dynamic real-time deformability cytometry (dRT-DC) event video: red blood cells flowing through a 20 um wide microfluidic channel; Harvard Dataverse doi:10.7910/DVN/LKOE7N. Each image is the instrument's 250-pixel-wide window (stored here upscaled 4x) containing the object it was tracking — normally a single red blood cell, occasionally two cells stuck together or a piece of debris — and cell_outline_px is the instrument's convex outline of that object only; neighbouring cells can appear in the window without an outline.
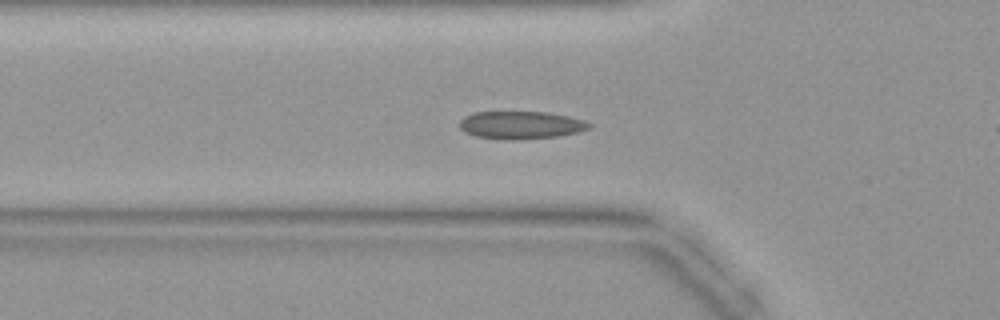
{"species": "common noctule bat (a hibernating species)", "species_latin": "Nyctalus noctula", "temperature_condition": "warm", "stored_images_in_passage": 34, "camera_frame_rate_fps": 3000, "um_per_image_px": 0.085, "animal": {"sex": "female", "body_mass_g": 19.9}, "frame": {"image": 1, "passage_image": 4, "time_ms": 1.0, "image_size_px": [1000, 320], "cell_outline_px": [[592, 124], [588, 128], [576, 132], [556, 136], [512, 140], [508, 140], [476, 136], [464, 132], [460, 128], [460, 120], [464, 116], [472, 112], [548, 112], [568, 116], [584, 120]], "centroid_in_image_um": [44.23, 10.62], "position_along_channel_um": 81.6, "area_um2": 20.81}}
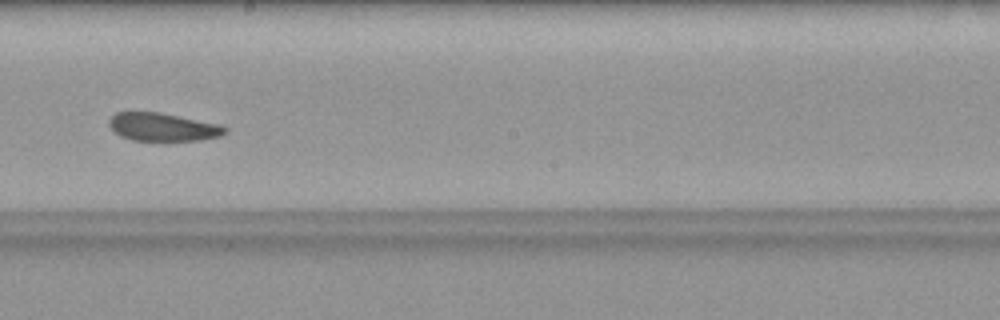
{"frame": {"image": 2, "passage_image": 14, "time_ms": 4.333, "image_size_px": [1000, 320], "cell_outline_px": [[228, 132], [220, 136], [200, 140], [132, 140], [120, 136], [108, 124], [108, 120], [116, 112], [160, 112], [220, 124], [228, 128]], "centroid_in_image_um": [13.86, 10.79], "position_along_channel_um": 234.3, "area_um2": 18.96}}
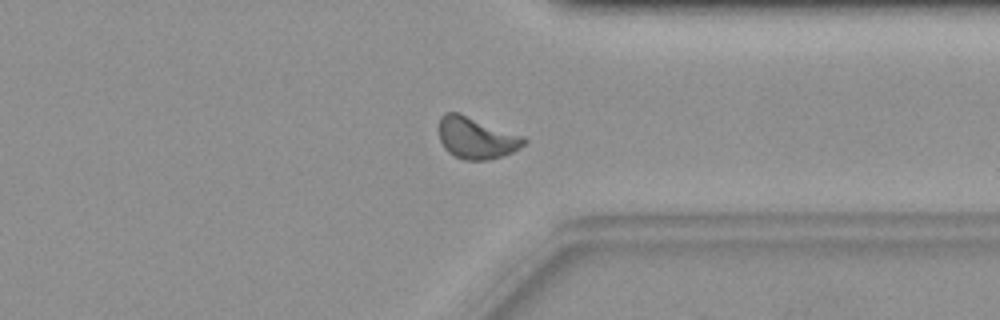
{"frame": {"image": 3, "passage_image": 23, "time_ms": 7.333, "image_size_px": [1000, 320], "cell_outline_px": [[528, 140], [520, 148], [512, 152], [500, 156], [484, 160], [464, 160], [448, 152], [444, 148], [440, 140], [436, 128], [440, 116], [444, 112], [460, 112], [524, 136]], "centroid_in_image_um": [40.44, 11.69], "position_along_channel_um": 371.0, "area_um2": 21.04}}